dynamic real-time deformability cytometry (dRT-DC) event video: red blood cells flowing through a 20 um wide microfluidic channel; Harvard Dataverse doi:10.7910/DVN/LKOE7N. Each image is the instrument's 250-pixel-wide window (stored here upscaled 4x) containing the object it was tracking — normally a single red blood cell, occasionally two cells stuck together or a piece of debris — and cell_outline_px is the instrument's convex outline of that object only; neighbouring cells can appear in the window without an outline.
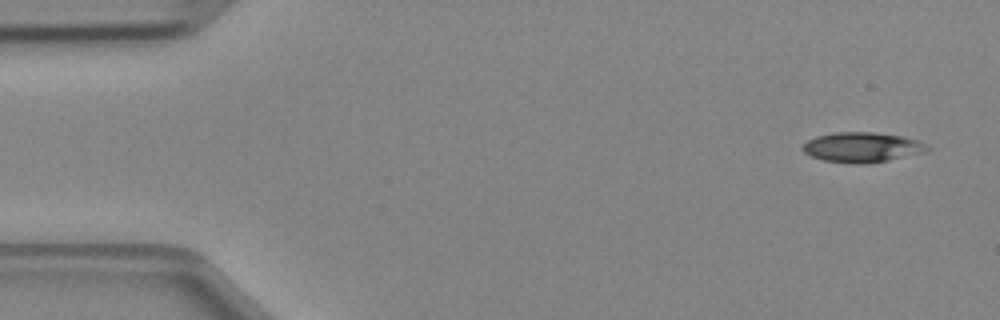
{"species": "Egyptian fruit bat (a non-hibernating species)", "species_latin": "Rousettus aegyptiacus", "temperature_condition": "cold", "stored_images_in_passage": 5, "camera_frame_rate_fps": 3000, "um_per_image_px": 0.085, "animal": {"sex": "female"}, "frame": {"image": 1, "passage_image": 1, "time_ms": 0.0, "image_size_px": [1000, 320], "cell_outline_px": [[932, 148], [924, 152], [888, 160], [864, 164], [852, 164], [824, 160], [812, 156], [804, 152], [800, 148], [808, 140], [816, 136], [836, 132], [876, 132], [904, 136], [916, 140]], "centroid_in_image_um": [73.26, 12.51], "position_along_channel_um": 11.7, "area_um2": 21.73}}
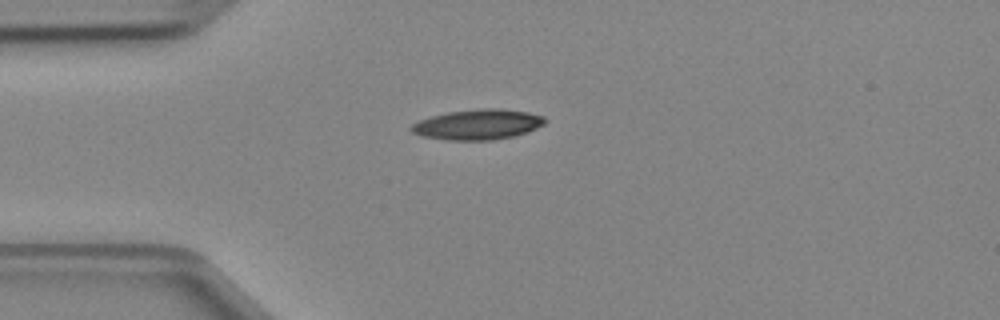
{"frame": {"image": 2, "passage_image": 5, "time_ms": 1.333, "image_size_px": [1000, 320], "cell_outline_px": [[548, 120], [544, 124], [528, 132], [496, 140], [448, 140], [424, 136], [412, 132], [408, 128], [412, 124], [420, 120], [432, 116], [448, 112], [484, 108], [500, 108], [528, 112], [544, 116]], "centroid_in_image_um": [40.65, 10.58], "position_along_channel_um": 44.4, "area_um2": 23.58}}